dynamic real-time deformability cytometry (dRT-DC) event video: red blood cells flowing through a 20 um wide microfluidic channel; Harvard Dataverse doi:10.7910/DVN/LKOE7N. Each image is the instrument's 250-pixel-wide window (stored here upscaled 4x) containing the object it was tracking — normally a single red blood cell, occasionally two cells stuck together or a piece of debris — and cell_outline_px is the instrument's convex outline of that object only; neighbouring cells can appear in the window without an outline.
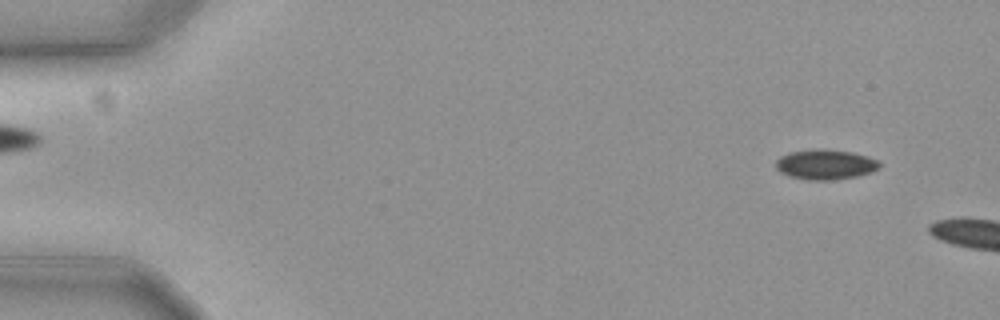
{"species": "common noctule bat (a hibernating species)", "species_latin": "Nyctalus noctula", "temperature_condition": "cold", "stored_images_in_passage": 8, "camera_frame_rate_fps": 3000, "um_per_image_px": 0.085, "animal": {"sex": "female", "body_mass_g": 19.3, "forearm_length_mm": 54.1}, "frame": {"image": 1, "passage_image": 4, "time_ms": 1.0, "image_size_px": [1000, 320], "cell_outline_px": [[880, 168], [872, 172], [856, 176], [832, 180], [812, 180], [788, 176], [780, 172], [776, 168], [776, 160], [780, 156], [788, 152], [816, 148], [824, 148], [852, 152], [868, 156], [880, 160]], "centroid_in_image_um": [70.17, 13.96], "position_along_channel_um": 14.8, "area_um2": 18.44}}